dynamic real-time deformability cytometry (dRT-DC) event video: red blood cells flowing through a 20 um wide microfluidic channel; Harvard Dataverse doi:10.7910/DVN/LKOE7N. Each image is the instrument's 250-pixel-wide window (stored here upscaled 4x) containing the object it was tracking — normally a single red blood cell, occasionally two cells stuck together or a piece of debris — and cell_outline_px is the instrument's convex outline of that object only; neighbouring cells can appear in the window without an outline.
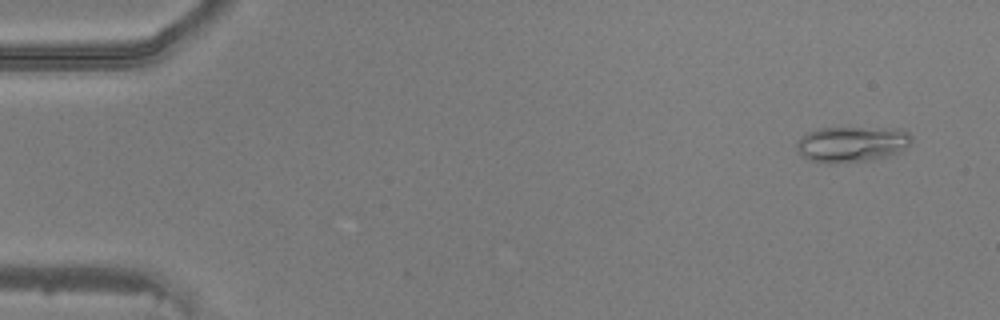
{"species": "common noctule bat (a hibernating species)", "species_latin": "Nyctalus noctula", "temperature_condition": "warm", "stored_images_in_passage": 44, "camera_frame_rate_fps": 3000, "um_per_image_px": 0.085, "animal": {"sex": "male", "body_mass_g": 20.5, "forearm_length_mm": 52.5}, "frame": {"image": 1, "passage_image": 3, "time_ms": 0.667, "image_size_px": [1000, 320], "cell_outline_px": [[912, 144], [900, 152], [872, 160], [828, 164], [808, 160], [800, 156], [796, 148], [796, 140], [808, 132], [816, 128], [904, 128], [912, 136]], "centroid_in_image_um": [72.41, 12.25], "position_along_channel_um": 12.6, "area_um2": 24.51}}
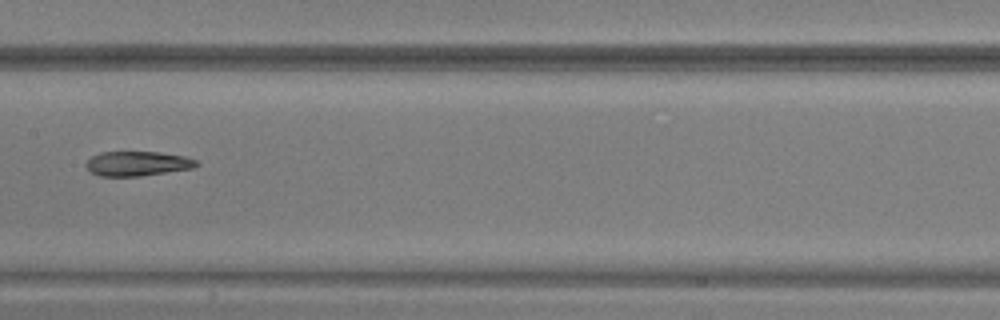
{"frame": {"image": 2, "passage_image": 25, "time_ms": 8.0, "image_size_px": [1000, 320], "cell_outline_px": [[200, 164], [192, 168], [140, 176], [100, 176], [92, 172], [84, 164], [92, 156], [100, 152], [160, 152], [184, 156], [200, 160]], "centroid_in_image_um": [11.72, 13.9], "position_along_channel_um": 195.7, "area_um2": 15.84}}
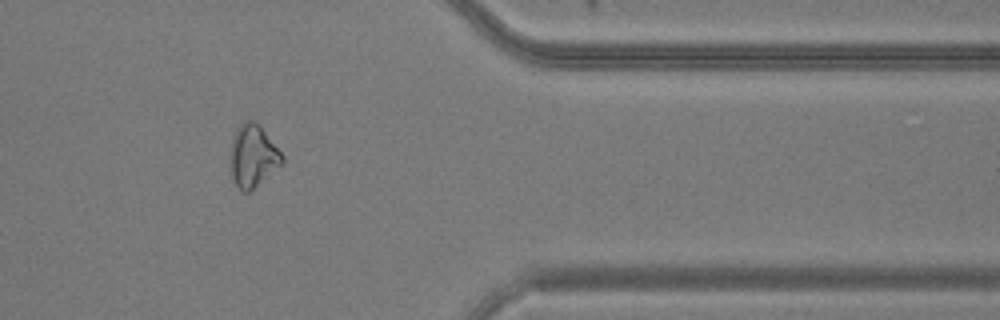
{"frame": {"image": 3, "passage_image": 40, "time_ms": 13.0, "image_size_px": [1000, 320], "cell_outline_px": [[284, 164], [248, 192], [240, 192], [232, 176], [232, 140], [240, 124], [248, 120], [252, 120], [264, 132], [284, 156]], "centroid_in_image_um": [21.53, 13.3], "position_along_channel_um": 389.9, "area_um2": 18.15}}